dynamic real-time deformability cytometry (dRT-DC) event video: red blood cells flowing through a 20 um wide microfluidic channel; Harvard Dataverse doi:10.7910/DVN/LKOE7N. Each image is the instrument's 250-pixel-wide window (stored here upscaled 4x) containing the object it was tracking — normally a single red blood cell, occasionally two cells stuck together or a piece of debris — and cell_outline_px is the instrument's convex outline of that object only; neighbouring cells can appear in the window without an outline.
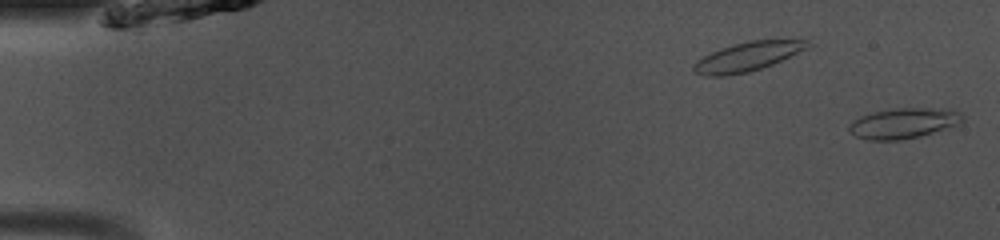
{"species": "common noctule bat (a hibernating species)", "species_latin": "Nyctalus noctula", "temperature_condition": "room temperature", "stored_images_in_passage": 5, "segment_of_instrument_passage": [2, 2], "camera_frame_rate_fps": 3000, "um_per_image_px": 0.085, "animal": {"sex": "male", "body_mass_g": 13.0, "forearm_length_mm": 53.1}, "frame": {"image": 1, "passage_image": 5, "time_ms": 1.333, "image_size_px": [1000, 240], "cell_outline_px": [[964, 120], [960, 124], [920, 136], [900, 140], [868, 140], [856, 136], [848, 128], [848, 124], [872, 112], [896, 108], [952, 108], [960, 112], [964, 116]], "centroid_in_image_um": [76.88, 10.46], "position_along_channel_um": 8.1, "area_um2": 20.11}}